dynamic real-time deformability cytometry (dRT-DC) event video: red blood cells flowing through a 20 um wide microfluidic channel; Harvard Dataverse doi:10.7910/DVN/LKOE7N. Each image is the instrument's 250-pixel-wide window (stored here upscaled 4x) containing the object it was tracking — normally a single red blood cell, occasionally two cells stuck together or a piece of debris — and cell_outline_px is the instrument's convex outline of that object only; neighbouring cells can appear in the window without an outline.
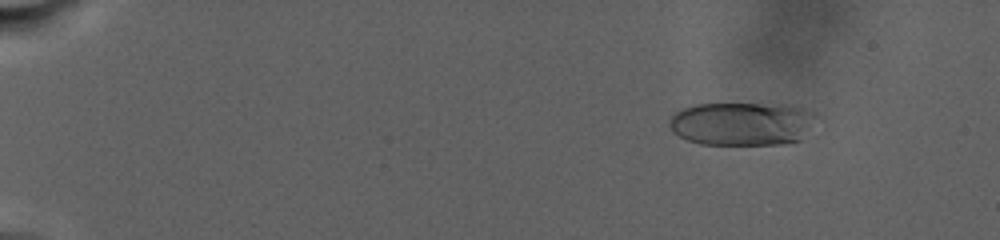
{"species": "human", "species_latin": "Homo sapiens", "temperature_condition": "warm", "stored_images_in_passage": 125, "camera_frame_rate_fps": 3000, "um_per_image_px": 0.085, "donor": {"sex": "male"}, "frame": {"image": 1, "passage_image": 24, "time_ms": 3.667, "image_size_px": [1000, 240], "cell_outline_px": [[816, 116], [800, 140], [780, 144], [700, 144], [688, 140], [672, 132], [668, 124], [668, 120], [676, 112], [684, 108], [696, 104], [796, 104], [816, 112]], "centroid_in_image_um": [63.07, 10.5], "position_along_channel_um": 21.9, "area_um2": 37.28}}
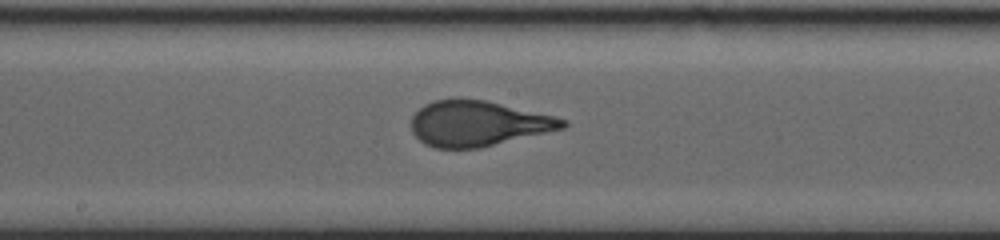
{"frame": {"image": 2, "passage_image": 83, "time_ms": 16.667, "image_size_px": [1000, 240], "cell_outline_px": [[568, 124], [564, 128], [480, 148], [436, 148], [424, 144], [412, 132], [412, 116], [424, 104], [432, 100], [484, 100], [552, 116], [568, 120]], "centroid_in_image_um": [40.61, 10.52], "position_along_channel_um": 207.6, "area_um2": 39.36}}
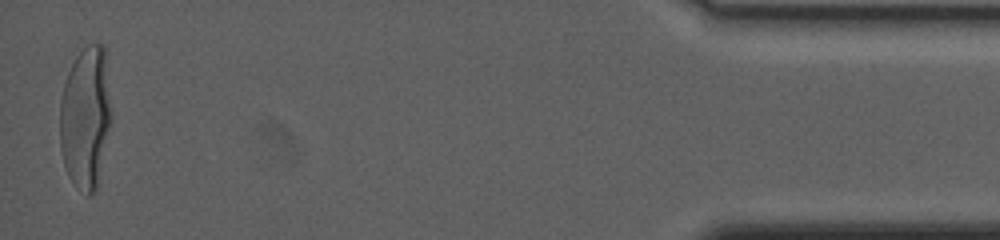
{"frame": {"image": 3, "passage_image": 125, "time_ms": 28.333, "image_size_px": [1000, 240], "cell_outline_px": [[112, 120], [96, 188], [92, 196], [84, 196], [72, 184], [68, 176], [64, 164], [60, 148], [60, 100], [64, 84], [68, 72], [76, 56], [88, 44], [104, 44], [112, 116]], "centroid_in_image_um": [7.27, 10.04], "position_along_channel_um": 427.9, "area_um2": 43.12}, "authors_computed_cell_mechanics": {"area_um2": 39.593, "velocity_mm_per_s": 2.5052, "shape_relaxation_time_tau1_ms": 6.9225, "shape_relaxation_time_tau2_ms": null, "deformation_change_tau1": 0.2541, "deformation_change_tau2": null}}